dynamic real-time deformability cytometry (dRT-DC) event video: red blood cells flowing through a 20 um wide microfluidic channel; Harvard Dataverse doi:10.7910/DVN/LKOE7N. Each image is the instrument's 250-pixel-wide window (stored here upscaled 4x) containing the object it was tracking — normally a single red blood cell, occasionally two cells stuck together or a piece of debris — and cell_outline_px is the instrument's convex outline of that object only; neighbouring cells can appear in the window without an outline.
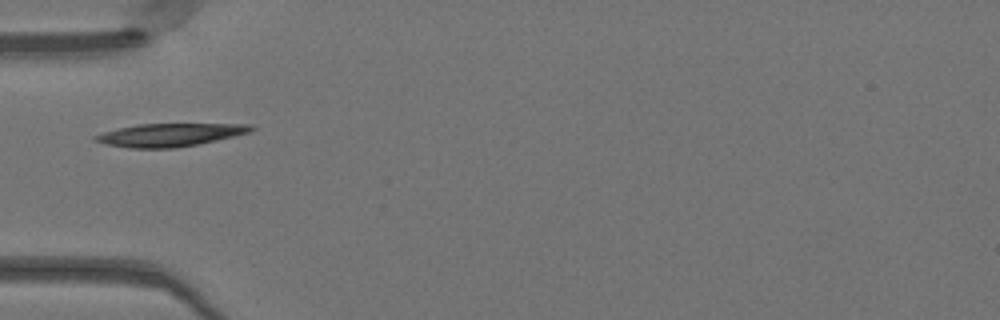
{"species": "Egyptian fruit bat (a non-hibernating species)", "species_latin": "Rousettus aegyptiacus", "temperature_condition": "warm", "stored_images_in_passage": 34, "camera_frame_rate_fps": 3000, "um_per_image_px": 0.085, "animal": {"sex": "female"}, "frame": {"image": 1, "passage_image": 1, "time_ms": 0.0, "image_size_px": [1000, 320], "cell_outline_px": [[256, 128], [252, 132], [216, 140], [176, 148], [128, 148], [104, 144], [92, 140], [92, 136], [104, 132], [136, 124], [252, 124]], "centroid_in_image_um": [14.42, 11.46], "position_along_channel_um": 70.6, "area_um2": 20.92}}
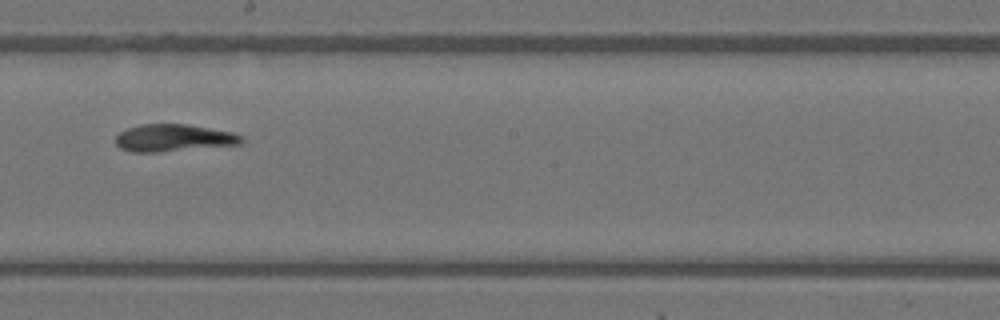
{"frame": {"image": 2, "passage_image": 13, "time_ms": 4.0, "image_size_px": [1000, 320], "cell_outline_px": [[244, 140], [240, 144], [160, 152], [132, 152], [120, 148], [116, 144], [116, 136], [120, 132], [128, 128], [140, 124], [188, 124], [232, 132], [244, 136]], "centroid_in_image_um": [14.76, 11.72], "position_along_channel_um": 233.4, "area_um2": 20.0}}
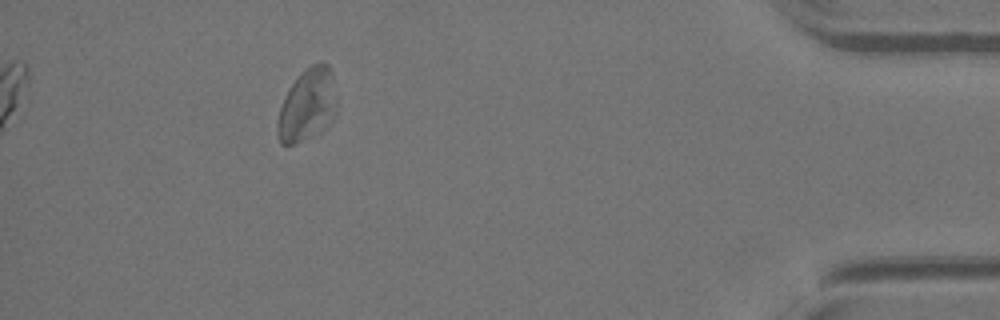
{"frame": {"image": 3, "passage_image": 30, "time_ms": 9.667, "image_size_px": [1000, 320], "cell_outline_px": [[336, 112], [328, 128], [324, 132], [296, 144], [280, 144], [276, 132], [276, 124], [280, 108], [292, 84], [300, 72], [312, 64], [320, 60], [328, 64], [332, 72], [336, 104]], "centroid_in_image_um": [26.14, 8.96], "position_along_channel_um": 409.1, "area_um2": 25.49}, "authors_computed_cell_mechanics": {"area_um2": 20.3167, "velocity_mm_per_s": 4.0513, "shape_relaxation_time_tau1_ms": 1.6794, "shape_relaxation_time_tau2_ms": 2.0505, "deformation_change_tau1": 0.0786, "deformation_change_tau2": 0.0978}}